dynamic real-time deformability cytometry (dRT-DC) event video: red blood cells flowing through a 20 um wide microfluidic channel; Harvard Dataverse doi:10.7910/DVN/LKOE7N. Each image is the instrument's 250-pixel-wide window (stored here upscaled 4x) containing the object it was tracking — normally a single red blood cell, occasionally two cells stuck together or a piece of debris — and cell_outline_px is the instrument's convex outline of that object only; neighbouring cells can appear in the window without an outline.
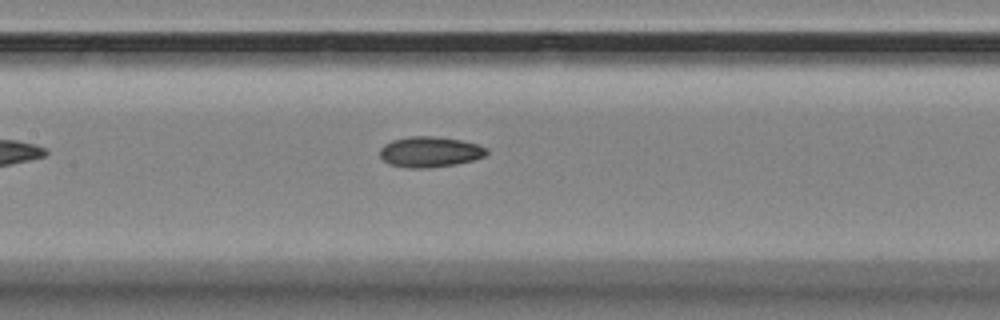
{"species": "Egyptian fruit bat (a non-hibernating species)", "species_latin": "Rousettus aegyptiacus", "temperature_condition": "room temperature", "stored_images_in_passage": 7, "camera_frame_rate_fps": 3000, "um_per_image_px": 0.085, "animal": {"sex": "female"}, "frame": {"image": 1, "passage_image": 7, "time_ms": 8.0, "image_size_px": [1000, 320], "cell_outline_px": [[488, 152], [484, 156], [472, 160], [456, 164], [428, 168], [408, 168], [388, 164], [380, 156], [380, 148], [384, 144], [392, 140], [408, 136], [432, 136], [460, 140], [476, 144], [488, 148]], "centroid_in_image_um": [36.51, 12.91], "position_along_channel_um": 170.9, "area_um2": 19.02}}